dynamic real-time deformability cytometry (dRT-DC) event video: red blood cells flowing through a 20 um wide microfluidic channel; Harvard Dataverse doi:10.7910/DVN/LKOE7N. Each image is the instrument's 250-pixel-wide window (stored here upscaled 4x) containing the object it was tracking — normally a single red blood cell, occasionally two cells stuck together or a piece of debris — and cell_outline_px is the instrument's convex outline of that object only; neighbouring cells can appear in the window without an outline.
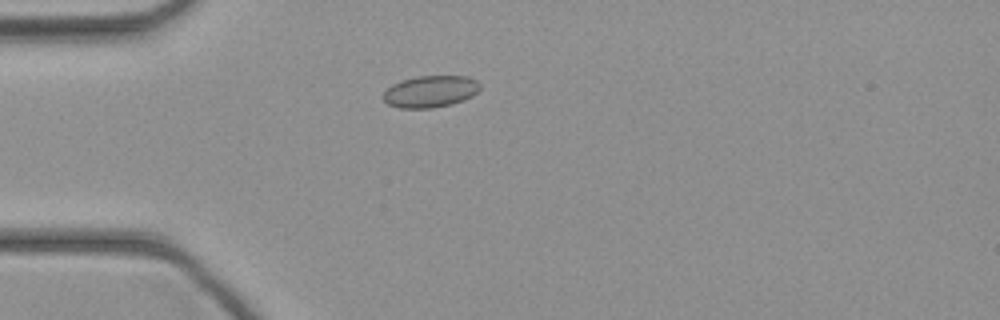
{"species": "common noctule bat (a hibernating species)", "species_latin": "Nyctalus noctula", "temperature_condition": "cold", "stored_images_in_passage": 5, "camera_frame_rate_fps": 3000, "um_per_image_px": 0.085, "animal": {"sex": "female", "body_mass_g": 21.9}, "frame": {"image": 1, "passage_image": 1, "time_ms": 0.0, "image_size_px": [1000, 320], "cell_outline_px": [[480, 88], [472, 96], [464, 100], [452, 104], [432, 108], [400, 108], [388, 104], [384, 100], [384, 92], [392, 84], [400, 80], [416, 76], [468, 76], [476, 80], [480, 84]], "centroid_in_image_um": [36.59, 7.77], "position_along_channel_um": 48.4, "area_um2": 17.98}}